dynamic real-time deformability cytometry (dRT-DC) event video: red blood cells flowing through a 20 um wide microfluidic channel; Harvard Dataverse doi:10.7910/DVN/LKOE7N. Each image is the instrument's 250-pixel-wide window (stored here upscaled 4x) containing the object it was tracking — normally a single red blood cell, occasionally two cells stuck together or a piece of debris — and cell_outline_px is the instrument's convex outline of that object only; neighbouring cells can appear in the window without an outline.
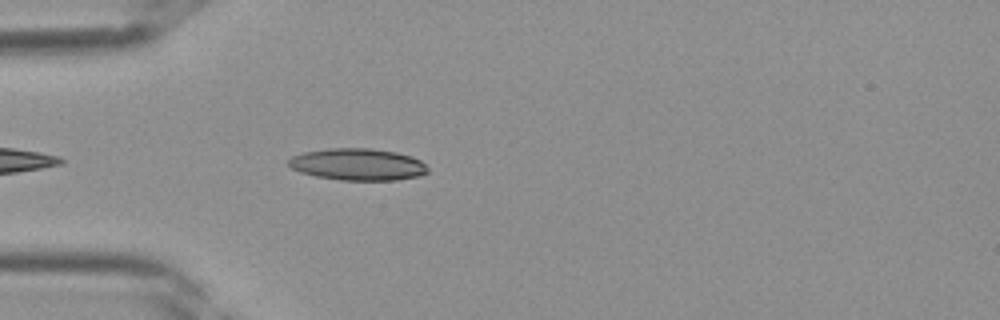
{"species": "Egyptian fruit bat (a non-hibernating species)", "species_latin": "Rousettus aegyptiacus", "temperature_condition": "room temperature", "stored_images_in_passage": 30, "camera_frame_rate_fps": 3000, "um_per_image_px": 0.085, "frame": {"image": 1, "passage_image": 4, "time_ms": 1.0, "image_size_px": [1000, 320], "cell_outline_px": [[428, 172], [420, 176], [396, 180], [340, 180], [316, 176], [300, 172], [292, 168], [288, 164], [288, 160], [292, 156], [304, 152], [328, 148], [368, 148], [396, 152], [412, 156], [420, 160], [428, 168]], "centroid_in_image_um": [30.42, 13.97], "position_along_channel_um": 54.6, "area_um2": 25.89}}
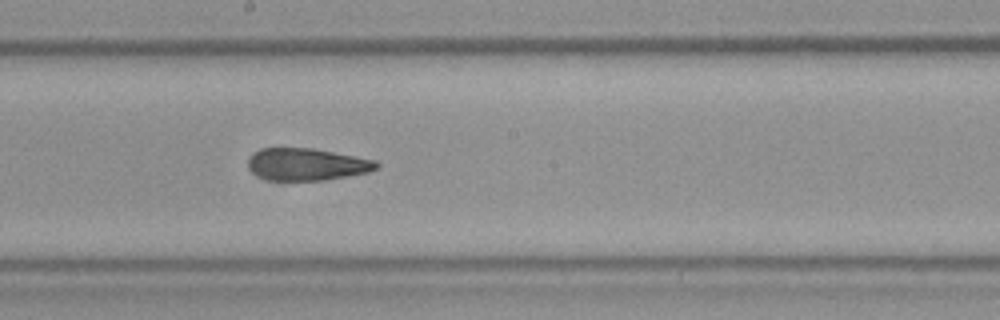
{"frame": {"image": 2, "passage_image": 14, "time_ms": 4.333, "image_size_px": [1000, 320], "cell_outline_px": [[380, 164], [376, 168], [368, 172], [348, 176], [324, 180], [268, 180], [256, 176], [248, 168], [248, 160], [256, 152], [264, 148], [312, 148], [356, 156], [376, 160]], "centroid_in_image_um": [26.08, 13.97], "position_along_channel_um": 222.1, "area_um2": 23.99}}
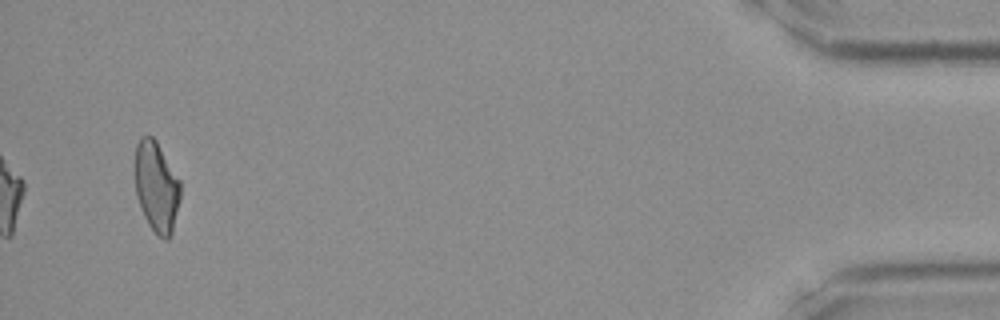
{"frame": {"image": 3, "passage_image": 30, "time_ms": 9.667, "image_size_px": [1000, 320], "cell_outline_px": [[180, 200], [172, 232], [168, 240], [164, 240], [148, 224], [140, 208], [136, 196], [136, 144], [140, 136], [152, 136], [156, 140], [180, 180]], "centroid_in_image_um": [13.31, 15.88], "position_along_channel_um": 421.9, "area_um2": 23.81}}